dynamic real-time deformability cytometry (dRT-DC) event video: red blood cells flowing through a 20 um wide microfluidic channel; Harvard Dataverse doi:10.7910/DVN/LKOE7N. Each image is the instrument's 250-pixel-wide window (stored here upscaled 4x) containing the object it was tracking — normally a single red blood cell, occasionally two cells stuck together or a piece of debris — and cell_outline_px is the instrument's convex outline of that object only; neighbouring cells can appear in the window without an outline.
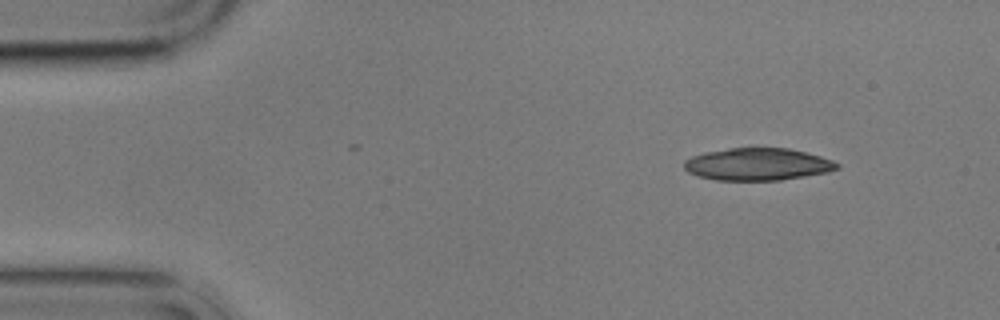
{"species": "common noctule bat (a hibernating species)", "species_latin": "Nyctalus noctula", "temperature_condition": "cold", "stored_images_in_passage": 7, "camera_frame_rate_fps": 3000, "um_per_image_px": 0.085, "animal": {"sex": "male", "body_mass_g": 17.9}, "frame": {"image": 1, "passage_image": 1, "time_ms": 0.0, "image_size_px": [1000, 320], "cell_outline_px": [[840, 168], [828, 172], [780, 180], [716, 180], [696, 176], [688, 172], [684, 168], [684, 160], [692, 156], [704, 152], [728, 148], [788, 148], [820, 156], [832, 160], [840, 164]], "centroid_in_image_um": [64.37, 13.96], "position_along_channel_um": 20.6, "area_um2": 28.84}}